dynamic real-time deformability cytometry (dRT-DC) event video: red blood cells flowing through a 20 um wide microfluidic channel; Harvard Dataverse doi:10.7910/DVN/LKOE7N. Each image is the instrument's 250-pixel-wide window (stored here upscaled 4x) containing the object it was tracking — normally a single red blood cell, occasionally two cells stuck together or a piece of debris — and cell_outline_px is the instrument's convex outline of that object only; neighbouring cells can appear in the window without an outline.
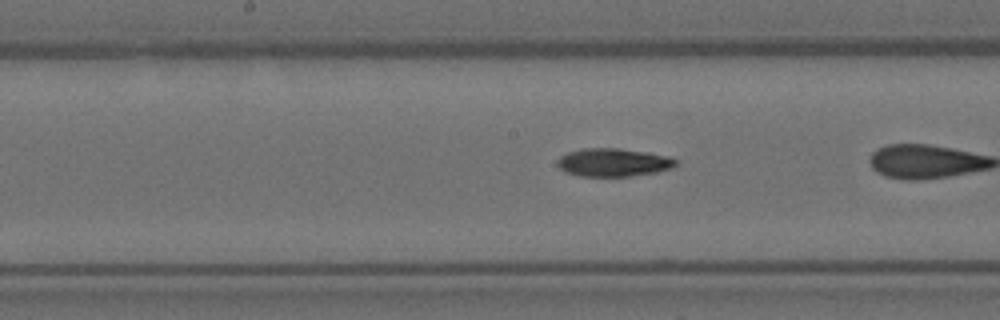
{"species": "Egyptian fruit bat (a non-hibernating species)", "species_latin": "Rousettus aegyptiacus", "temperature_condition": "room temperature", "stored_images_in_passage": 37, "camera_frame_rate_fps": 3000, "um_per_image_px": 0.085, "animal": {"sex": "female"}, "frame": {"image": 1, "passage_image": 22, "time_ms": 7.0, "image_size_px": [1000, 320], "cell_outline_px": [[676, 164], [672, 168], [656, 172], [628, 176], [580, 176], [564, 172], [556, 164], [556, 160], [560, 156], [568, 152], [584, 148], [620, 148], [648, 152], [668, 156], [676, 160]], "centroid_in_image_um": [52.1, 13.8], "position_along_channel_um": 196.1, "area_um2": 19.48}}